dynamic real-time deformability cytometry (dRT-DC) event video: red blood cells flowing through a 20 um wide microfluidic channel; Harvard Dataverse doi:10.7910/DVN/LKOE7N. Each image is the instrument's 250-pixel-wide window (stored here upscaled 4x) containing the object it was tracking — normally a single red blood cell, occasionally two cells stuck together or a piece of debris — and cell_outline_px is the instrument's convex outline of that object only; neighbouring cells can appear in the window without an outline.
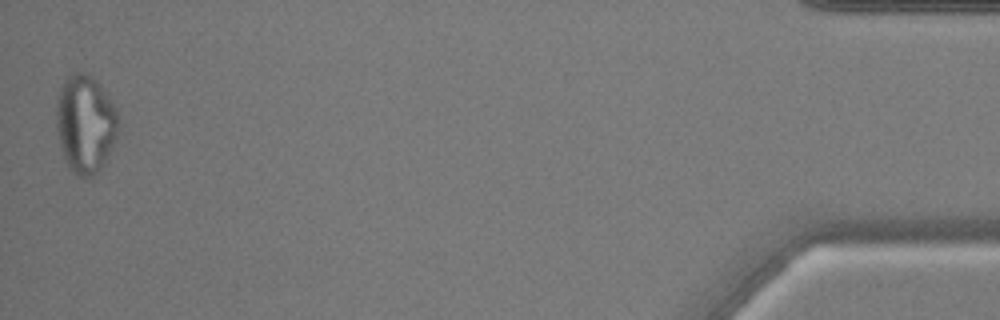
{"species": "common noctule bat (a hibernating species)", "species_latin": "Nyctalus noctula", "temperature_condition": "warm", "stored_images_in_passage": 43, "camera_frame_rate_fps": 3000, "um_per_image_px": 0.085, "animal": {"sex": "male", "body_mass_g": 17.9, "forearm_length_mm": 54.2}, "frame": {"image": 1, "passage_image": 43, "time_ms": 14.0, "image_size_px": [1000, 320], "cell_outline_px": [[120, 120], [116, 140], [100, 168], [92, 176], [76, 176], [68, 168], [64, 160], [60, 148], [56, 128], [56, 96], [64, 80], [68, 76], [76, 72], [88, 72], [100, 84], [116, 108], [120, 116]], "centroid_in_image_um": [7.24, 10.51], "position_along_channel_um": 428.0, "area_um2": 36.01}}